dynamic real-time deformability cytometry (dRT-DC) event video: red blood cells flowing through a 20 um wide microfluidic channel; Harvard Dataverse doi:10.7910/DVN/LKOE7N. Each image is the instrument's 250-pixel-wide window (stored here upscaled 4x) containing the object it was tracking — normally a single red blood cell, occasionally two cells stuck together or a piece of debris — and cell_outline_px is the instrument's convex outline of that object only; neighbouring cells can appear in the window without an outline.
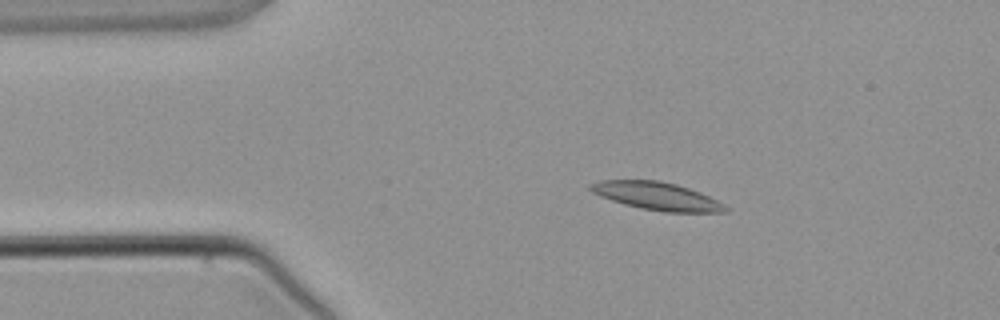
{"species": "common noctule bat (a hibernating species)", "species_latin": "Nyctalus noctula", "temperature_condition": "warm", "stored_images_in_passage": 3, "camera_frame_rate_fps": 3000, "um_per_image_px": 0.085, "animal": {"sex": "male", "body_mass_g": 21.5, "forearm_length_mm": 52.0}, "frame": {"image": 1, "passage_image": 2, "time_ms": 1.333, "image_size_px": [1000, 320], "cell_outline_px": [[728, 212], [664, 212], [640, 208], [624, 204], [600, 196], [592, 192], [588, 188], [588, 184], [600, 180], [660, 180], [676, 184], [700, 192], [724, 204], [728, 208]], "centroid_in_image_um": [55.81, 16.66], "position_along_channel_um": 29.2, "area_um2": 21.91}}